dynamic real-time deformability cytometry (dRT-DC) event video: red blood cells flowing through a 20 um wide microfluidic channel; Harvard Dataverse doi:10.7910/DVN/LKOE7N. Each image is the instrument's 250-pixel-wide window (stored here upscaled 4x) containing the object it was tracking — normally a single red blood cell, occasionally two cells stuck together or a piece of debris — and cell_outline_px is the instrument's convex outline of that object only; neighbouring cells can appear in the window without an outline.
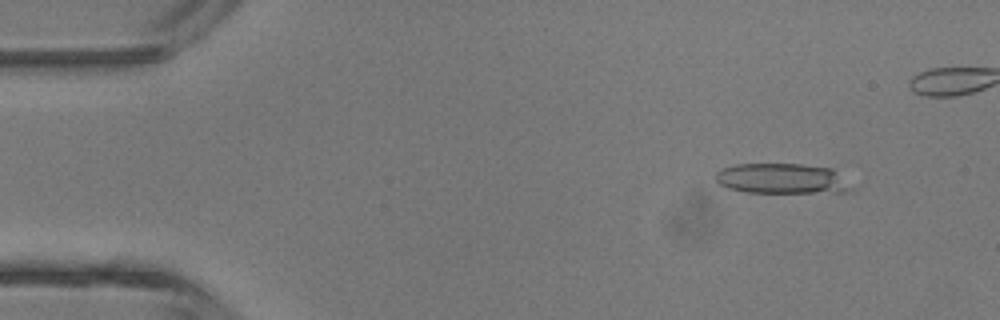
{"species": "common noctule bat (a hibernating species)", "species_latin": "Nyctalus noctula", "temperature_condition": "room temperature", "stored_images_in_passage": 4, "camera_frame_rate_fps": 3000, "um_per_image_px": 0.085, "animal": {"sex": "male", "body_mass_g": 13.3}, "frame": {"image": 1, "passage_image": 2, "time_ms": 1.0, "image_size_px": [1000, 320], "cell_outline_px": [[852, 188], [848, 192], [748, 192], [728, 188], [720, 184], [716, 180], [716, 172], [724, 168], [736, 164], [800, 164], [832, 168]], "centroid_in_image_um": [66.43, 15.18], "position_along_channel_um": 18.6, "area_um2": 23.52}}